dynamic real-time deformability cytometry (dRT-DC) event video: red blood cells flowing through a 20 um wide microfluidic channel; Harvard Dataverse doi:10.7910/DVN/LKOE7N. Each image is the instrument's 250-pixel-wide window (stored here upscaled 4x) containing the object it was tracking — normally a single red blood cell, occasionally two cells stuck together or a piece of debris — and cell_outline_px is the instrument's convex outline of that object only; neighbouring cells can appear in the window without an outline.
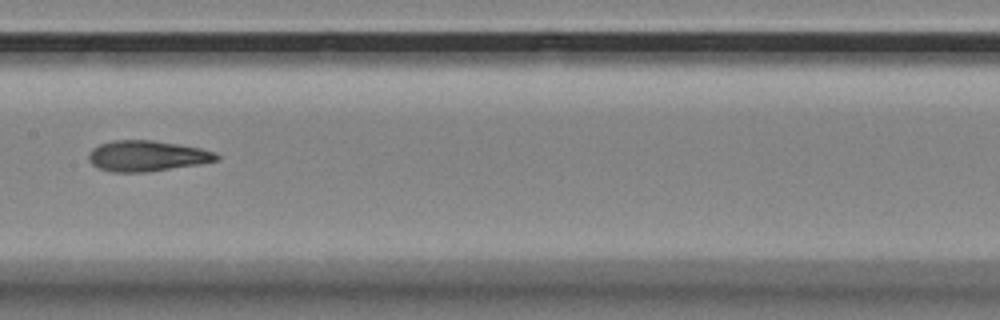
{"species": "Egyptian fruit bat (a non-hibernating species)", "species_latin": "Rousettus aegyptiacus", "temperature_condition": "room temperature", "stored_images_in_passage": 8, "camera_frame_rate_fps": 3000, "um_per_image_px": 0.085, "animal": {"sex": "female"}, "frame": {"image": 1, "passage_image": 6, "time_ms": 1.667, "image_size_px": [1000, 320], "cell_outline_px": [[220, 160], [200, 164], [148, 172], [112, 172], [100, 168], [92, 164], [88, 160], [88, 152], [92, 148], [100, 144], [112, 140], [152, 140], [200, 148], [216, 152], [220, 156]], "centroid_in_image_um": [12.5, 13.26], "position_along_channel_um": 194.9, "area_um2": 23.0}}
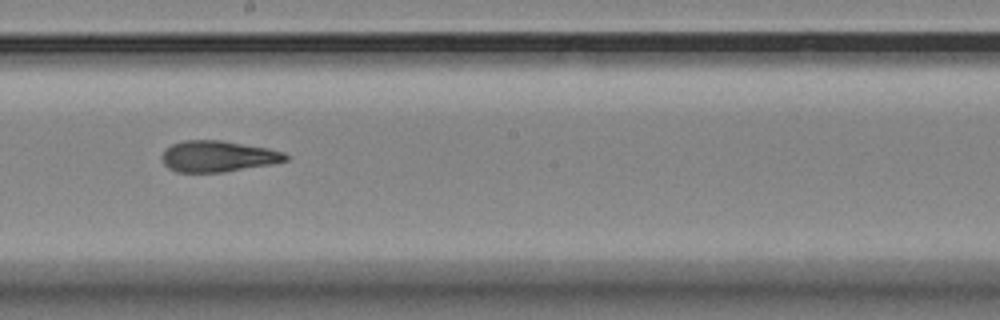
{"frame": {"image": 2, "passage_image": 7, "time_ms": 2.0, "image_size_px": [1000, 320], "cell_outline_px": [[288, 160], [272, 164], [224, 172], [176, 172], [168, 168], [164, 164], [160, 156], [172, 144], [184, 140], [220, 140], [268, 148], [284, 152], [288, 156]], "centroid_in_image_um": [18.52, 13.29], "position_along_channel_um": 229.7, "area_um2": 22.43}}
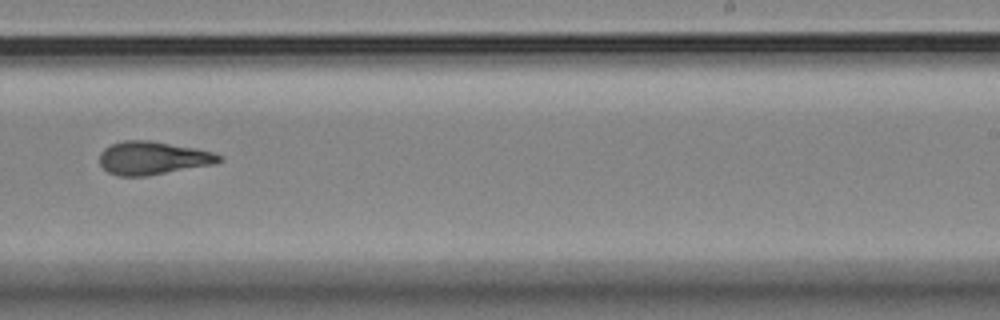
{"frame": {"image": 3, "passage_image": 8, "time_ms": 2.333, "image_size_px": [1000, 320], "cell_outline_px": [[224, 160], [216, 164], [148, 176], [120, 176], [108, 172], [100, 164], [100, 152], [104, 148], [112, 144], [124, 140], [152, 140], [196, 148], [212, 152], [224, 156]], "centroid_in_image_um": [13.04, 13.43], "position_along_channel_um": 276.0, "area_um2": 23.41}}